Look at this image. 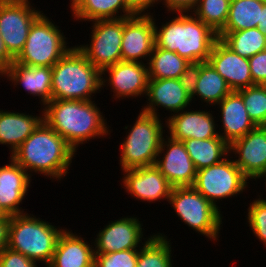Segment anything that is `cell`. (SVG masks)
<instances>
[{"label":"cell","mask_w":266,"mask_h":267,"mask_svg":"<svg viewBox=\"0 0 266 267\" xmlns=\"http://www.w3.org/2000/svg\"><path fill=\"white\" fill-rule=\"evenodd\" d=\"M262 7L261 0H231L227 22L220 32L257 28Z\"/></svg>","instance_id":"obj_32"},{"label":"cell","mask_w":266,"mask_h":267,"mask_svg":"<svg viewBox=\"0 0 266 267\" xmlns=\"http://www.w3.org/2000/svg\"><path fill=\"white\" fill-rule=\"evenodd\" d=\"M14 62V58L8 53L0 32V68L5 72Z\"/></svg>","instance_id":"obj_43"},{"label":"cell","mask_w":266,"mask_h":267,"mask_svg":"<svg viewBox=\"0 0 266 267\" xmlns=\"http://www.w3.org/2000/svg\"><path fill=\"white\" fill-rule=\"evenodd\" d=\"M232 90L228 86L226 80L213 68L207 61L202 62L201 72L197 81V87L191 96L193 103L196 100L201 101V105L214 107ZM197 96V97H195ZM200 98V99H199Z\"/></svg>","instance_id":"obj_27"},{"label":"cell","mask_w":266,"mask_h":267,"mask_svg":"<svg viewBox=\"0 0 266 267\" xmlns=\"http://www.w3.org/2000/svg\"><path fill=\"white\" fill-rule=\"evenodd\" d=\"M135 123L127 125L126 135L120 144L119 165L122 171L155 165L160 144L166 134L163 117L142 111L135 117Z\"/></svg>","instance_id":"obj_6"},{"label":"cell","mask_w":266,"mask_h":267,"mask_svg":"<svg viewBox=\"0 0 266 267\" xmlns=\"http://www.w3.org/2000/svg\"><path fill=\"white\" fill-rule=\"evenodd\" d=\"M37 261L6 247L0 254V267H38Z\"/></svg>","instance_id":"obj_37"},{"label":"cell","mask_w":266,"mask_h":267,"mask_svg":"<svg viewBox=\"0 0 266 267\" xmlns=\"http://www.w3.org/2000/svg\"><path fill=\"white\" fill-rule=\"evenodd\" d=\"M248 183L250 184L249 179L229 154L219 163L197 170L192 187L221 210L218 204L223 199L243 194L250 188Z\"/></svg>","instance_id":"obj_9"},{"label":"cell","mask_w":266,"mask_h":267,"mask_svg":"<svg viewBox=\"0 0 266 267\" xmlns=\"http://www.w3.org/2000/svg\"><path fill=\"white\" fill-rule=\"evenodd\" d=\"M189 61L176 52L154 46L147 62L149 79H178Z\"/></svg>","instance_id":"obj_31"},{"label":"cell","mask_w":266,"mask_h":267,"mask_svg":"<svg viewBox=\"0 0 266 267\" xmlns=\"http://www.w3.org/2000/svg\"><path fill=\"white\" fill-rule=\"evenodd\" d=\"M231 0H200L192 13L217 34L224 28Z\"/></svg>","instance_id":"obj_33"},{"label":"cell","mask_w":266,"mask_h":267,"mask_svg":"<svg viewBox=\"0 0 266 267\" xmlns=\"http://www.w3.org/2000/svg\"><path fill=\"white\" fill-rule=\"evenodd\" d=\"M82 236L65 228L58 238L52 261L47 267H94L93 242Z\"/></svg>","instance_id":"obj_22"},{"label":"cell","mask_w":266,"mask_h":267,"mask_svg":"<svg viewBox=\"0 0 266 267\" xmlns=\"http://www.w3.org/2000/svg\"><path fill=\"white\" fill-rule=\"evenodd\" d=\"M247 210L245 224L249 223L248 226L253 235L266 247V202L257 197L252 200V203L250 202Z\"/></svg>","instance_id":"obj_35"},{"label":"cell","mask_w":266,"mask_h":267,"mask_svg":"<svg viewBox=\"0 0 266 267\" xmlns=\"http://www.w3.org/2000/svg\"><path fill=\"white\" fill-rule=\"evenodd\" d=\"M10 216L7 219H0V254L7 247L9 241Z\"/></svg>","instance_id":"obj_42"},{"label":"cell","mask_w":266,"mask_h":267,"mask_svg":"<svg viewBox=\"0 0 266 267\" xmlns=\"http://www.w3.org/2000/svg\"><path fill=\"white\" fill-rule=\"evenodd\" d=\"M4 77L14 87H24L28 95L38 96L41 108L52 100V67H31L13 62L4 72Z\"/></svg>","instance_id":"obj_23"},{"label":"cell","mask_w":266,"mask_h":267,"mask_svg":"<svg viewBox=\"0 0 266 267\" xmlns=\"http://www.w3.org/2000/svg\"><path fill=\"white\" fill-rule=\"evenodd\" d=\"M170 241L165 233H153L139 248L136 267H175Z\"/></svg>","instance_id":"obj_29"},{"label":"cell","mask_w":266,"mask_h":267,"mask_svg":"<svg viewBox=\"0 0 266 267\" xmlns=\"http://www.w3.org/2000/svg\"><path fill=\"white\" fill-rule=\"evenodd\" d=\"M168 203L178 219L196 233L214 243L220 240L223 212L193 187H173Z\"/></svg>","instance_id":"obj_7"},{"label":"cell","mask_w":266,"mask_h":267,"mask_svg":"<svg viewBox=\"0 0 266 267\" xmlns=\"http://www.w3.org/2000/svg\"><path fill=\"white\" fill-rule=\"evenodd\" d=\"M202 61L189 62L184 73L178 78L183 89L190 95L194 93L197 87V81L201 72Z\"/></svg>","instance_id":"obj_38"},{"label":"cell","mask_w":266,"mask_h":267,"mask_svg":"<svg viewBox=\"0 0 266 267\" xmlns=\"http://www.w3.org/2000/svg\"><path fill=\"white\" fill-rule=\"evenodd\" d=\"M146 102L147 104L141 106L142 112L160 117L158 111L165 109L170 112V115L163 118L165 120L192 104L191 96L183 89L179 80L172 78L149 79Z\"/></svg>","instance_id":"obj_19"},{"label":"cell","mask_w":266,"mask_h":267,"mask_svg":"<svg viewBox=\"0 0 266 267\" xmlns=\"http://www.w3.org/2000/svg\"><path fill=\"white\" fill-rule=\"evenodd\" d=\"M229 154L250 180L266 173V126H256L229 145ZM234 154V156H233Z\"/></svg>","instance_id":"obj_18"},{"label":"cell","mask_w":266,"mask_h":267,"mask_svg":"<svg viewBox=\"0 0 266 267\" xmlns=\"http://www.w3.org/2000/svg\"><path fill=\"white\" fill-rule=\"evenodd\" d=\"M70 10L74 21L82 23L83 21L121 19L134 15L125 0H78Z\"/></svg>","instance_id":"obj_26"},{"label":"cell","mask_w":266,"mask_h":267,"mask_svg":"<svg viewBox=\"0 0 266 267\" xmlns=\"http://www.w3.org/2000/svg\"><path fill=\"white\" fill-rule=\"evenodd\" d=\"M200 0H162V6L164 5L165 13L175 12H192V10L198 5Z\"/></svg>","instance_id":"obj_40"},{"label":"cell","mask_w":266,"mask_h":267,"mask_svg":"<svg viewBox=\"0 0 266 267\" xmlns=\"http://www.w3.org/2000/svg\"><path fill=\"white\" fill-rule=\"evenodd\" d=\"M7 218H9V216L0 207V219H7Z\"/></svg>","instance_id":"obj_46"},{"label":"cell","mask_w":266,"mask_h":267,"mask_svg":"<svg viewBox=\"0 0 266 267\" xmlns=\"http://www.w3.org/2000/svg\"><path fill=\"white\" fill-rule=\"evenodd\" d=\"M32 177L11 157L0 166V207L8 216L28 213L20 205L26 198Z\"/></svg>","instance_id":"obj_20"},{"label":"cell","mask_w":266,"mask_h":267,"mask_svg":"<svg viewBox=\"0 0 266 267\" xmlns=\"http://www.w3.org/2000/svg\"><path fill=\"white\" fill-rule=\"evenodd\" d=\"M76 151L44 120L10 157L31 177L36 173L61 181L69 174Z\"/></svg>","instance_id":"obj_2"},{"label":"cell","mask_w":266,"mask_h":267,"mask_svg":"<svg viewBox=\"0 0 266 267\" xmlns=\"http://www.w3.org/2000/svg\"><path fill=\"white\" fill-rule=\"evenodd\" d=\"M155 166L172 187H192L197 170L182 141L165 134L160 144Z\"/></svg>","instance_id":"obj_14"},{"label":"cell","mask_w":266,"mask_h":267,"mask_svg":"<svg viewBox=\"0 0 266 267\" xmlns=\"http://www.w3.org/2000/svg\"><path fill=\"white\" fill-rule=\"evenodd\" d=\"M101 75L102 90L104 87L106 90L110 88L111 94L113 92L111 98L116 101L126 98L138 99L141 96L146 98L149 81L146 63L120 61L105 68Z\"/></svg>","instance_id":"obj_12"},{"label":"cell","mask_w":266,"mask_h":267,"mask_svg":"<svg viewBox=\"0 0 266 267\" xmlns=\"http://www.w3.org/2000/svg\"><path fill=\"white\" fill-rule=\"evenodd\" d=\"M257 28H259L266 36V1H263L260 21L258 23Z\"/></svg>","instance_id":"obj_44"},{"label":"cell","mask_w":266,"mask_h":267,"mask_svg":"<svg viewBox=\"0 0 266 267\" xmlns=\"http://www.w3.org/2000/svg\"><path fill=\"white\" fill-rule=\"evenodd\" d=\"M139 249L95 254L94 267H136Z\"/></svg>","instance_id":"obj_36"},{"label":"cell","mask_w":266,"mask_h":267,"mask_svg":"<svg viewBox=\"0 0 266 267\" xmlns=\"http://www.w3.org/2000/svg\"><path fill=\"white\" fill-rule=\"evenodd\" d=\"M256 180H257V181H258V180H260V181H261V180H262V181L264 180V181H265L264 183H265V186H266V173H264V174L258 176L254 181H256ZM265 189H266V188H265ZM265 189H264V191H266ZM262 196H263V194H260L259 196L257 195L258 199H260V200L263 201V202H266V197H265V198H262Z\"/></svg>","instance_id":"obj_45"},{"label":"cell","mask_w":266,"mask_h":267,"mask_svg":"<svg viewBox=\"0 0 266 267\" xmlns=\"http://www.w3.org/2000/svg\"><path fill=\"white\" fill-rule=\"evenodd\" d=\"M78 0H70L71 3H69V8H71Z\"/></svg>","instance_id":"obj_47"},{"label":"cell","mask_w":266,"mask_h":267,"mask_svg":"<svg viewBox=\"0 0 266 267\" xmlns=\"http://www.w3.org/2000/svg\"><path fill=\"white\" fill-rule=\"evenodd\" d=\"M140 218L122 216L120 219L108 221L95 236V254H108L112 252L139 249L152 235L144 238V228ZM144 240V241H143ZM143 241V242H142Z\"/></svg>","instance_id":"obj_13"},{"label":"cell","mask_w":266,"mask_h":267,"mask_svg":"<svg viewBox=\"0 0 266 267\" xmlns=\"http://www.w3.org/2000/svg\"><path fill=\"white\" fill-rule=\"evenodd\" d=\"M182 142L196 170L219 163L229 155V144L222 138H191Z\"/></svg>","instance_id":"obj_28"},{"label":"cell","mask_w":266,"mask_h":267,"mask_svg":"<svg viewBox=\"0 0 266 267\" xmlns=\"http://www.w3.org/2000/svg\"><path fill=\"white\" fill-rule=\"evenodd\" d=\"M250 119L256 126H266V85H254L237 91Z\"/></svg>","instance_id":"obj_34"},{"label":"cell","mask_w":266,"mask_h":267,"mask_svg":"<svg viewBox=\"0 0 266 267\" xmlns=\"http://www.w3.org/2000/svg\"><path fill=\"white\" fill-rule=\"evenodd\" d=\"M44 12L33 22L23 50L15 63L31 67H52L72 46L68 38Z\"/></svg>","instance_id":"obj_8"},{"label":"cell","mask_w":266,"mask_h":267,"mask_svg":"<svg viewBox=\"0 0 266 267\" xmlns=\"http://www.w3.org/2000/svg\"><path fill=\"white\" fill-rule=\"evenodd\" d=\"M31 0H0V32L8 53L15 59L23 50L33 22L43 13Z\"/></svg>","instance_id":"obj_11"},{"label":"cell","mask_w":266,"mask_h":267,"mask_svg":"<svg viewBox=\"0 0 266 267\" xmlns=\"http://www.w3.org/2000/svg\"><path fill=\"white\" fill-rule=\"evenodd\" d=\"M125 18L92 21L89 44L77 48L101 72L122 61L121 42Z\"/></svg>","instance_id":"obj_10"},{"label":"cell","mask_w":266,"mask_h":267,"mask_svg":"<svg viewBox=\"0 0 266 267\" xmlns=\"http://www.w3.org/2000/svg\"><path fill=\"white\" fill-rule=\"evenodd\" d=\"M101 71L76 47L52 66V99L93 100L101 93Z\"/></svg>","instance_id":"obj_4"},{"label":"cell","mask_w":266,"mask_h":267,"mask_svg":"<svg viewBox=\"0 0 266 267\" xmlns=\"http://www.w3.org/2000/svg\"><path fill=\"white\" fill-rule=\"evenodd\" d=\"M217 106V109L220 108L221 115L216 117L220 118L221 116L218 121L222 122L218 133L229 145L256 127L246 111L242 96L237 91H232Z\"/></svg>","instance_id":"obj_24"},{"label":"cell","mask_w":266,"mask_h":267,"mask_svg":"<svg viewBox=\"0 0 266 267\" xmlns=\"http://www.w3.org/2000/svg\"><path fill=\"white\" fill-rule=\"evenodd\" d=\"M2 77L4 78V71L0 68V79H1Z\"/></svg>","instance_id":"obj_48"},{"label":"cell","mask_w":266,"mask_h":267,"mask_svg":"<svg viewBox=\"0 0 266 267\" xmlns=\"http://www.w3.org/2000/svg\"><path fill=\"white\" fill-rule=\"evenodd\" d=\"M154 16L153 12L125 17L121 42L122 61L147 64L155 46Z\"/></svg>","instance_id":"obj_15"},{"label":"cell","mask_w":266,"mask_h":267,"mask_svg":"<svg viewBox=\"0 0 266 267\" xmlns=\"http://www.w3.org/2000/svg\"><path fill=\"white\" fill-rule=\"evenodd\" d=\"M201 107L203 108L200 106L199 110L186 108L164 120L168 136L178 141L191 138L202 140L221 138L217 130L219 127L216 123L218 118L214 116L215 111H210V109L208 111L207 107L201 110Z\"/></svg>","instance_id":"obj_17"},{"label":"cell","mask_w":266,"mask_h":267,"mask_svg":"<svg viewBox=\"0 0 266 267\" xmlns=\"http://www.w3.org/2000/svg\"><path fill=\"white\" fill-rule=\"evenodd\" d=\"M104 115L95 99H52L43 107V120L76 152L80 145L95 138H107L112 133Z\"/></svg>","instance_id":"obj_1"},{"label":"cell","mask_w":266,"mask_h":267,"mask_svg":"<svg viewBox=\"0 0 266 267\" xmlns=\"http://www.w3.org/2000/svg\"><path fill=\"white\" fill-rule=\"evenodd\" d=\"M254 85H266V50L248 59Z\"/></svg>","instance_id":"obj_39"},{"label":"cell","mask_w":266,"mask_h":267,"mask_svg":"<svg viewBox=\"0 0 266 267\" xmlns=\"http://www.w3.org/2000/svg\"><path fill=\"white\" fill-rule=\"evenodd\" d=\"M161 26L154 17L155 46L176 52L189 62H207L218 34L192 12H175Z\"/></svg>","instance_id":"obj_3"},{"label":"cell","mask_w":266,"mask_h":267,"mask_svg":"<svg viewBox=\"0 0 266 267\" xmlns=\"http://www.w3.org/2000/svg\"><path fill=\"white\" fill-rule=\"evenodd\" d=\"M208 62L226 80L232 91L254 86L248 59L232 51L220 39L215 42Z\"/></svg>","instance_id":"obj_21"},{"label":"cell","mask_w":266,"mask_h":267,"mask_svg":"<svg viewBox=\"0 0 266 267\" xmlns=\"http://www.w3.org/2000/svg\"><path fill=\"white\" fill-rule=\"evenodd\" d=\"M122 173L121 187L137 201L151 204L164 200L168 202L173 187L155 165L124 170Z\"/></svg>","instance_id":"obj_16"},{"label":"cell","mask_w":266,"mask_h":267,"mask_svg":"<svg viewBox=\"0 0 266 267\" xmlns=\"http://www.w3.org/2000/svg\"><path fill=\"white\" fill-rule=\"evenodd\" d=\"M218 38L232 51L246 59L266 50V36L259 28L219 32Z\"/></svg>","instance_id":"obj_30"},{"label":"cell","mask_w":266,"mask_h":267,"mask_svg":"<svg viewBox=\"0 0 266 267\" xmlns=\"http://www.w3.org/2000/svg\"><path fill=\"white\" fill-rule=\"evenodd\" d=\"M125 2L133 14L148 15L152 14L150 10H152L155 5L161 4L162 0H125Z\"/></svg>","instance_id":"obj_41"},{"label":"cell","mask_w":266,"mask_h":267,"mask_svg":"<svg viewBox=\"0 0 266 267\" xmlns=\"http://www.w3.org/2000/svg\"><path fill=\"white\" fill-rule=\"evenodd\" d=\"M64 229L31 213L13 215L7 247L47 267Z\"/></svg>","instance_id":"obj_5"},{"label":"cell","mask_w":266,"mask_h":267,"mask_svg":"<svg viewBox=\"0 0 266 267\" xmlns=\"http://www.w3.org/2000/svg\"><path fill=\"white\" fill-rule=\"evenodd\" d=\"M41 110V111H40ZM39 115L0 109V145H6L9 153L14 151L34 132L43 121V108Z\"/></svg>","instance_id":"obj_25"}]
</instances>
